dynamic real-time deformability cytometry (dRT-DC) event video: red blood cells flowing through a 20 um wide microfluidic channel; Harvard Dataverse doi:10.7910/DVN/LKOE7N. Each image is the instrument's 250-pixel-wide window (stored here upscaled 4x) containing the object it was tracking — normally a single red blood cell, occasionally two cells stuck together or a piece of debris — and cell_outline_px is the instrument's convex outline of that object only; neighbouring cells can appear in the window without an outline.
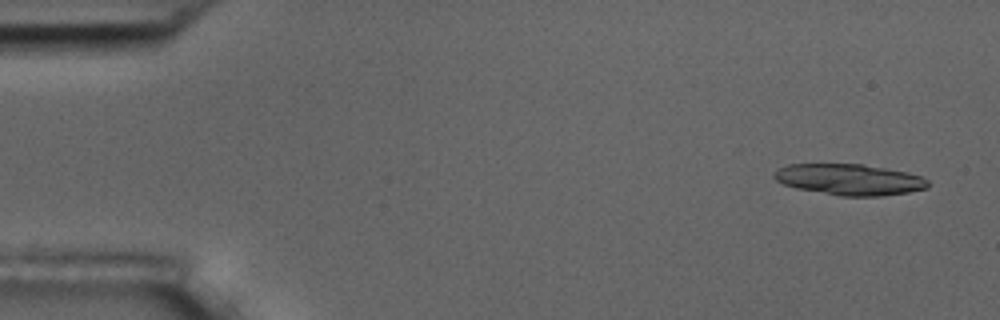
{"species": "common noctule bat (a hibernating species)", "species_latin": "Nyctalus noctula", "temperature_condition": "room temperature", "stored_images_in_passage": 4, "camera_frame_rate_fps": 3000, "um_per_image_px": 0.085, "animal": {"sex": "male", "body_mass_g": 17.5, "forearm_length_mm": 52.3}, "frame": {"image": 1, "passage_image": 1, "time_ms": 0.0, "image_size_px": [1000, 320], "cell_outline_px": [[928, 188], [908, 192], [880, 196], [840, 196], [796, 188], [784, 184], [776, 180], [772, 176], [780, 168], [788, 164], [864, 164], [908, 172], [920, 176], [928, 180]], "centroid_in_image_um": [72.22, 15.26], "position_along_channel_um": 12.8, "area_um2": 27.8}}